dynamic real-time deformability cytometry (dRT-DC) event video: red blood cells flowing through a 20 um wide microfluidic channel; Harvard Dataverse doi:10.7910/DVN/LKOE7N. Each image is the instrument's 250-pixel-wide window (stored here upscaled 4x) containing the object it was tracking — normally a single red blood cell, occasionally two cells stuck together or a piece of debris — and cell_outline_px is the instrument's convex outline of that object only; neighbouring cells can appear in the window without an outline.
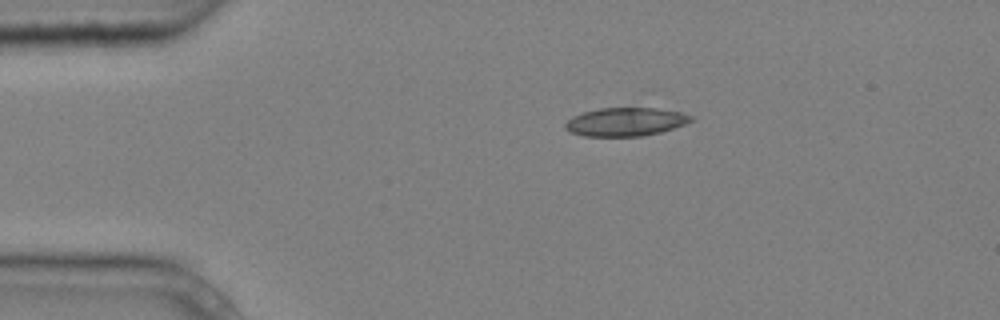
{"species": "common noctule bat (a hibernating species)", "species_latin": "Nyctalus noctula", "temperature_condition": "cold", "stored_images_in_passage": 2, "camera_frame_rate_fps": 3000, "um_per_image_px": 0.085, "animal": {"sex": "male", "body_mass_g": 20.4}, "frame": {"image": 1, "passage_image": 2, "time_ms": 0.333, "image_size_px": [1000, 320], "cell_outline_px": [[696, 116], [692, 120], [684, 124], [660, 132], [644, 136], [584, 136], [568, 132], [564, 128], [564, 124], [572, 116], [584, 112], [600, 108], [656, 108], [680, 112]], "centroid_in_image_um": [53.15, 10.36], "position_along_channel_um": 31.9, "area_um2": 20.87}}